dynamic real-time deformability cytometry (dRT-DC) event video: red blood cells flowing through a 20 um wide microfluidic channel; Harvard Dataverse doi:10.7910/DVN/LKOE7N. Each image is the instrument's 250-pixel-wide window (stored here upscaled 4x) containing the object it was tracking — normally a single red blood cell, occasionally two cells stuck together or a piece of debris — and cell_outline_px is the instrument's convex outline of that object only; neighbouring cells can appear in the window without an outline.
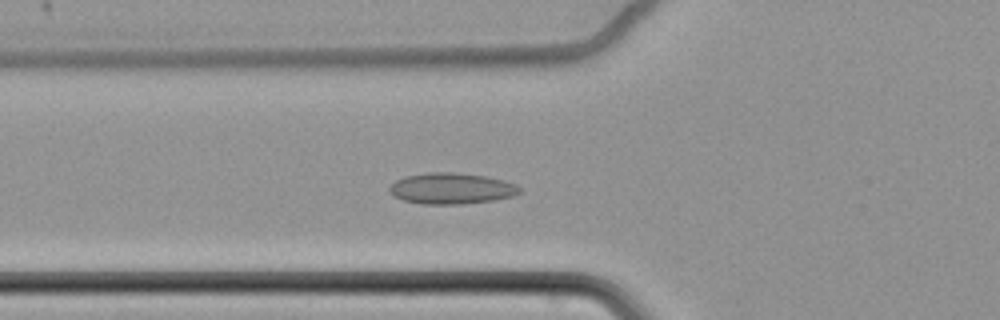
{"species": "common noctule bat (a hibernating species)", "species_latin": "Nyctalus noctula", "temperature_condition": "cold", "stored_images_in_passage": 58, "camera_frame_rate_fps": 3000, "um_per_image_px": 0.085, "animal": {"sex": "female", "body_mass_g": 22.7, "forearm_length_mm": 54.2}, "frame": {"image": 1, "passage_image": 20, "time_ms": 6.333, "image_size_px": [1000, 320], "cell_outline_px": [[520, 192], [512, 196], [492, 200], [460, 204], [424, 204], [404, 200], [388, 192], [388, 188], [396, 180], [404, 176], [428, 172], [452, 172], [484, 176], [504, 180], [516, 184], [520, 188]], "centroid_in_image_um": [38.35, 16.01], "position_along_channel_um": 87.5, "area_um2": 23.41}}
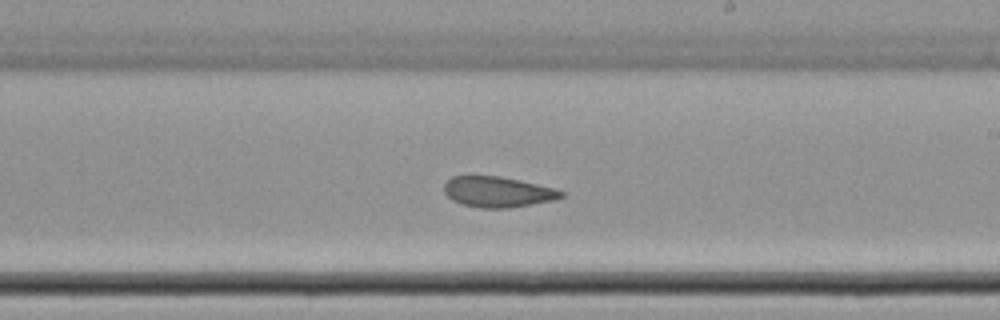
{"frame": {"image": 2, "passage_image": 34, "time_ms": 11.0, "image_size_px": [1000, 320], "cell_outline_px": [[564, 196], [556, 200], [508, 208], [480, 208], [464, 204], [452, 200], [444, 192], [444, 184], [452, 176], [500, 176], [520, 180], [556, 188], [564, 192]], "centroid_in_image_um": [42.34, 16.31], "position_along_channel_um": 246.7, "area_um2": 20.92}}
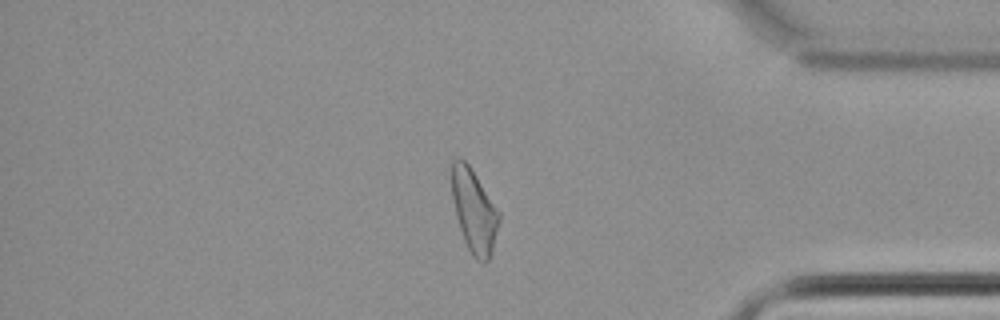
{"frame": {"image": 3, "passage_image": 49, "time_ms": 16.0, "image_size_px": [1000, 320], "cell_outline_px": [[500, 220], [492, 252], [488, 260], [476, 260], [472, 256], [464, 240], [456, 216], [452, 196], [452, 160], [456, 156], [464, 160], [468, 164], [500, 212]], "centroid_in_image_um": [40.3, 17.92], "position_along_channel_um": 394.9, "area_um2": 22.66}, "authors_computed_cell_mechanics": {"area_um2": 23.2356, "velocity_mm_per_s": 3.4239, "shape_relaxation_time_tau1_ms": null, "shape_relaxation_time_tau2_ms": 4.3966, "deformation_change_tau1": null, "deformation_change_tau2": 0.1066}}